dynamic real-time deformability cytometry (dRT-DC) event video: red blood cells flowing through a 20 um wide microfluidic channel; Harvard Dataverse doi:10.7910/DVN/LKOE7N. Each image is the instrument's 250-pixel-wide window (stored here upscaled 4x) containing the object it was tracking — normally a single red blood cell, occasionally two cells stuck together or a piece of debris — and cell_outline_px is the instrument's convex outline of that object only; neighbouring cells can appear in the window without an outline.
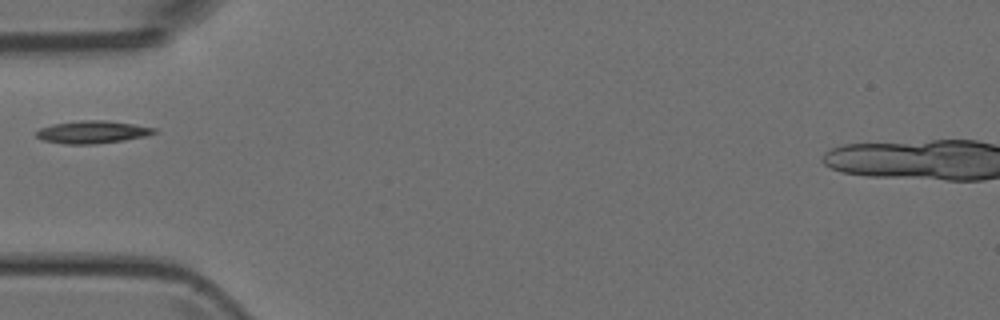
{"species": "Egyptian fruit bat (a non-hibernating species)", "species_latin": "Rousettus aegyptiacus", "temperature_condition": "room temperature", "stored_images_in_passage": 2, "camera_frame_rate_fps": 3000, "um_per_image_px": 0.085, "animal": {"sex": "female"}, "frame": {"image": 1, "passage_image": 2, "time_ms": 2.0, "image_size_px": [1000, 320], "cell_outline_px": [[156, 132], [144, 136], [124, 140], [96, 144], [64, 144], [44, 140], [36, 136], [36, 132], [40, 128], [52, 124], [80, 120], [104, 120], [132, 124], [156, 128]], "centroid_in_image_um": [7.82, 11.22], "position_along_channel_um": 77.2, "area_um2": 15.37}}